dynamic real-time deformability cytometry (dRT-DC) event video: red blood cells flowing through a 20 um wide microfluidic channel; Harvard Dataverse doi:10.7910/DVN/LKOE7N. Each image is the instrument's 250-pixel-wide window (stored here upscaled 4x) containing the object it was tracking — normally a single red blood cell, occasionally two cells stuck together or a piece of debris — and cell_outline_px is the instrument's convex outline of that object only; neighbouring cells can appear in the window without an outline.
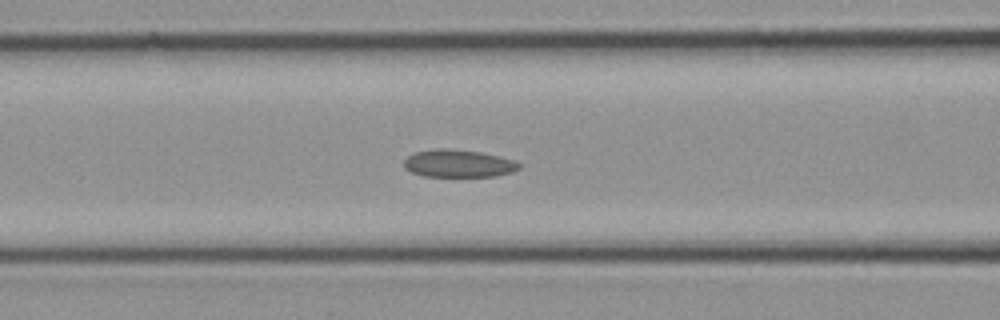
{"species": "common noctule bat (a hibernating species)", "species_latin": "Nyctalus noctula", "temperature_condition": "cold", "stored_images_in_passage": 28, "camera_frame_rate_fps": 3000, "um_per_image_px": 0.085, "animal": {"sex": "female", "body_mass_g": 21.9}, "frame": {"image": 1, "passage_image": 11, "time_ms": 3.333, "image_size_px": [1000, 320], "cell_outline_px": [[520, 168], [512, 172], [496, 176], [424, 176], [412, 172], [404, 168], [404, 160], [408, 156], [416, 152], [440, 148], [448, 148], [480, 152], [516, 160], [520, 164]], "centroid_in_image_um": [38.98, 13.89], "position_along_channel_um": 127.6, "area_um2": 18.44}}
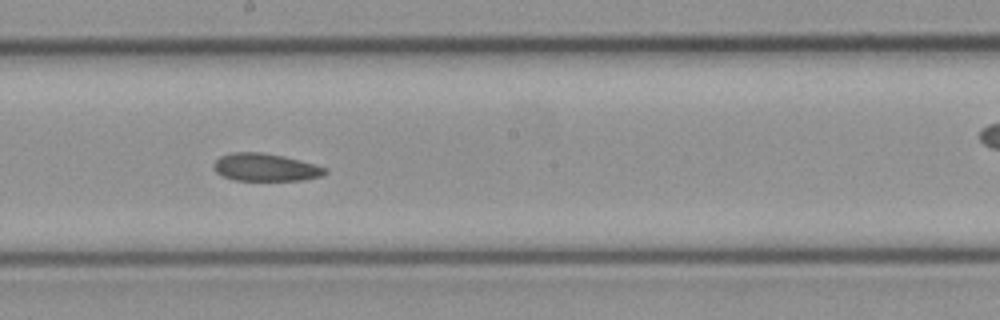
{"frame": {"image": 2, "passage_image": 15, "time_ms": 4.667, "image_size_px": [1000, 320], "cell_outline_px": [[328, 172], [320, 176], [304, 180], [236, 180], [224, 176], [216, 172], [212, 168], [212, 164], [220, 156], [232, 152], [264, 152], [284, 156], [316, 164], [328, 168]], "centroid_in_image_um": [22.57, 14.21], "position_along_channel_um": 225.6, "area_um2": 18.09}}
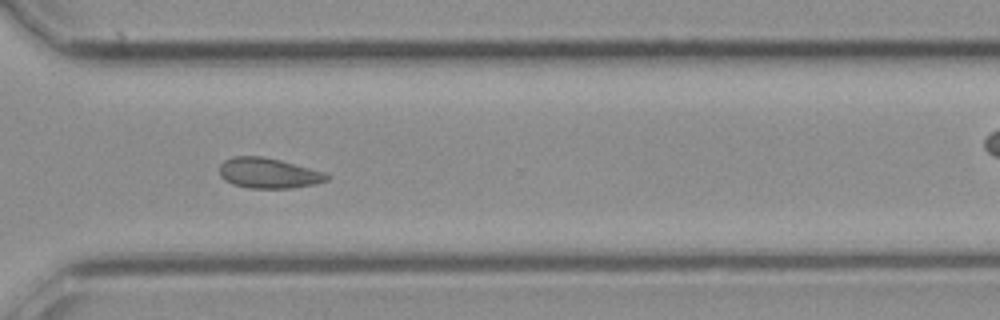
{"frame": {"image": 3, "passage_image": 20, "time_ms": 6.333, "image_size_px": [1000, 320], "cell_outline_px": [[332, 176], [328, 180], [316, 184], [288, 188], [248, 188], [232, 184], [224, 180], [220, 176], [220, 164], [224, 160], [232, 156], [264, 156], [296, 164], [324, 172]], "centroid_in_image_um": [22.82, 14.71], "position_along_channel_um": 347.8, "area_um2": 19.13}}